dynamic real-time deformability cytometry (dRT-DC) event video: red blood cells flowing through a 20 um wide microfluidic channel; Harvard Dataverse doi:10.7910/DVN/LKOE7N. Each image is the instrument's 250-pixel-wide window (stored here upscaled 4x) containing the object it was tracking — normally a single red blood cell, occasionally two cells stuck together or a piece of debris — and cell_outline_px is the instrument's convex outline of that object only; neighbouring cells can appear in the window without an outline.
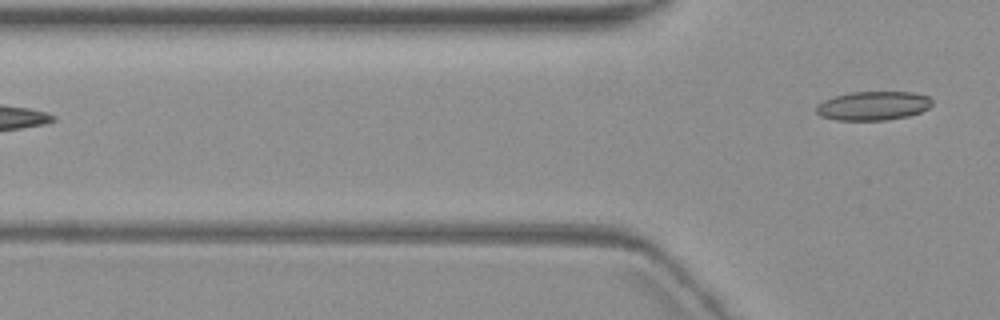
{"species": "common noctule bat (a hibernating species)", "species_latin": "Nyctalus noctula", "temperature_condition": "warm", "stored_images_in_passage": 8, "camera_frame_rate_fps": 3000, "um_per_image_px": 0.085, "animal": {"sex": "female", "body_mass_g": 19.3, "forearm_length_mm": 54.1}, "frame": {"image": 1, "passage_image": 8, "time_ms": 8.333, "image_size_px": [1000, 320], "cell_outline_px": [[932, 104], [928, 108], [920, 112], [908, 116], [888, 120], [836, 120], [820, 116], [816, 112], [816, 104], [832, 96], [852, 92], [912, 92], [928, 96], [932, 100]], "centroid_in_image_um": [74.19, 8.99], "position_along_channel_um": 51.6, "area_um2": 19.65}}